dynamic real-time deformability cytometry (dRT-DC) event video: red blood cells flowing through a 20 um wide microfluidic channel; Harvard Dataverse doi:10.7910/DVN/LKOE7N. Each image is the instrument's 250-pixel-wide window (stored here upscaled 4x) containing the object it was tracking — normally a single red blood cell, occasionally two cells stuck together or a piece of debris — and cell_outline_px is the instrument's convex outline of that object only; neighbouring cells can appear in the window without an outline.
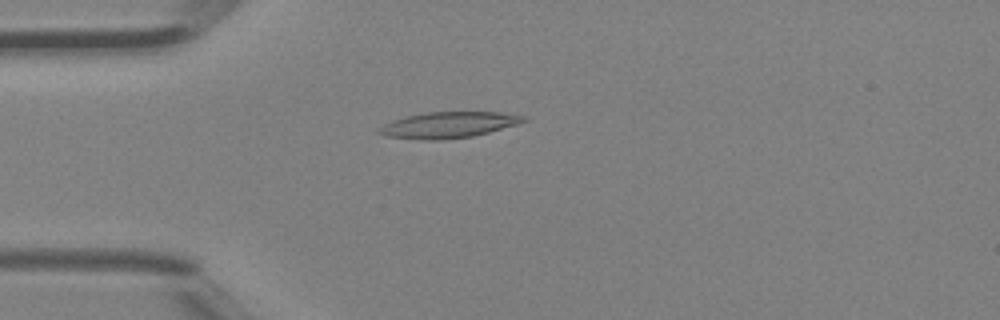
{"species": "Egyptian fruit bat (a non-hibernating species)", "species_latin": "Rousettus aegyptiacus", "temperature_condition": "room temperature", "stored_images_in_passage": 31, "camera_frame_rate_fps": 3000, "um_per_image_px": 0.085, "animal": {"sex": "female"}, "frame": {"image": 1, "passage_image": 4, "time_ms": 1.0, "image_size_px": [1000, 320], "cell_outline_px": [[528, 120], [516, 124], [488, 132], [472, 136], [440, 140], [420, 140], [384, 136], [376, 132], [376, 128], [392, 120], [408, 116], [428, 112], [500, 112], [528, 116]], "centroid_in_image_um": [38.08, 10.62], "position_along_channel_um": 46.9, "area_um2": 21.96}}
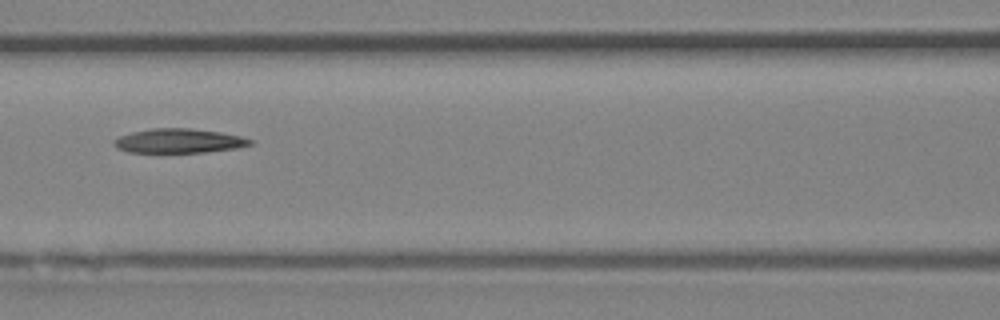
{"frame": {"image": 2, "passage_image": 12, "time_ms": 3.667, "image_size_px": [1000, 320], "cell_outline_px": [[252, 144], [236, 148], [204, 152], [160, 156], [128, 152], [116, 148], [112, 144], [112, 140], [120, 136], [132, 132], [152, 128], [188, 128], [220, 132], [240, 136], [252, 140]], "centroid_in_image_um": [15.09, 12.03], "position_along_channel_um": 151.5, "area_um2": 20.29}}
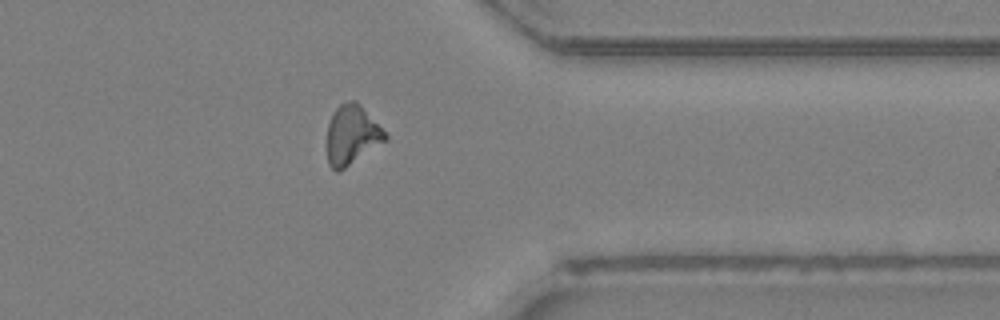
{"frame": {"image": 3, "passage_image": 28, "time_ms": 9.0, "image_size_px": [1000, 320], "cell_outline_px": [[388, 140], [340, 172], [336, 172], [328, 164], [328, 124], [336, 108], [340, 104], [352, 100], [356, 100], [360, 104], [388, 136]], "centroid_in_image_um": [29.92, 11.51], "position_along_channel_um": 381.5, "area_um2": 20.06}, "authors_computed_cell_mechanics": {"area_um2": 20.1144, "velocity_mm_per_s": 4.4912, "shape_relaxation_time_tau1_ms": 7.5016, "shape_relaxation_time_tau2_ms": null, "deformation_change_tau1": 0.1841, "deformation_change_tau2": null}}